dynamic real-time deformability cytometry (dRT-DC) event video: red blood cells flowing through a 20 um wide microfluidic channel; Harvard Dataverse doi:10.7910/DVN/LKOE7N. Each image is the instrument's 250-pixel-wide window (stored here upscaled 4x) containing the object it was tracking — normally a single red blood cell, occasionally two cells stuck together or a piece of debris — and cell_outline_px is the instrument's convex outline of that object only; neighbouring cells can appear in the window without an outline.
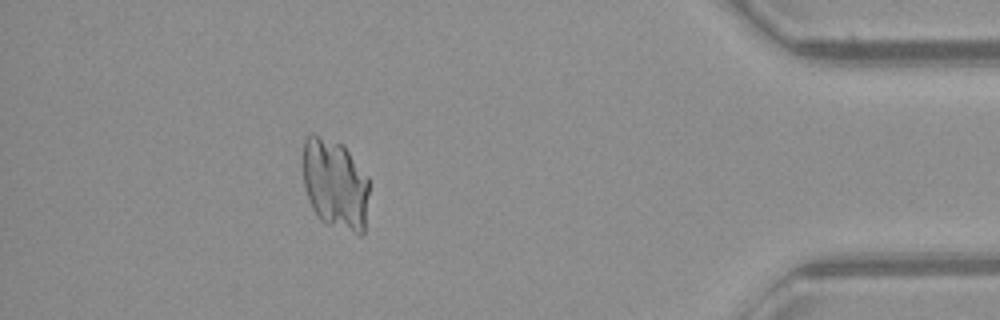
{"species": "common noctule bat (a hibernating species)", "species_latin": "Nyctalus noctula", "temperature_condition": "warm", "stored_images_in_passage": 51, "camera_frame_rate_fps": 3000, "um_per_image_px": 0.085, "animal": {"sex": "female", "body_mass_g": 21.9}, "frame": {"image": 1, "passage_image": 46, "time_ms": 15.0, "image_size_px": [1000, 320], "cell_outline_px": [[368, 192], [364, 236], [360, 236], [324, 224], [316, 216], [308, 200], [304, 188], [304, 140], [312, 132], [344, 144], [368, 176]], "centroid_in_image_um": [28.5, 15.68], "position_along_channel_um": 406.7, "area_um2": 35.66}}